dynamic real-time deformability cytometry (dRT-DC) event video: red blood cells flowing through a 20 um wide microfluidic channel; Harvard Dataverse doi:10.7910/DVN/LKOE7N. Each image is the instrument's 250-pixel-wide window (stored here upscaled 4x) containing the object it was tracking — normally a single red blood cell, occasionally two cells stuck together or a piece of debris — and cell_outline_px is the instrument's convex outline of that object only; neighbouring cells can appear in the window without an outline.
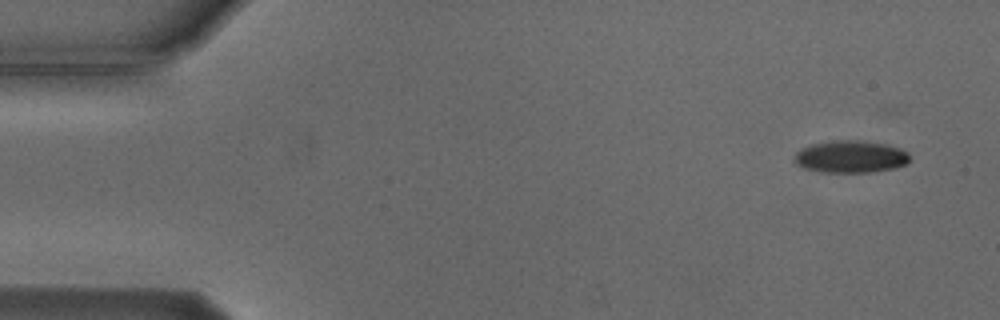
{"species": "Egyptian fruit bat (a non-hibernating species)", "species_latin": "Rousettus aegyptiacus", "temperature_condition": "cold", "stored_images_in_passage": 2, "camera_frame_rate_fps": 3000, "um_per_image_px": 0.085, "animal": {"sex": "male"}, "frame": {"image": 1, "passage_image": 1, "time_ms": 0.0, "image_size_px": [1000, 320], "cell_outline_px": [[908, 164], [896, 168], [872, 172], [820, 172], [804, 168], [796, 164], [792, 160], [796, 152], [800, 148], [812, 144], [836, 140], [856, 140], [884, 144], [900, 148], [908, 152]], "centroid_in_image_um": [72.27, 13.33], "position_along_channel_um": 12.7, "area_um2": 21.79}}